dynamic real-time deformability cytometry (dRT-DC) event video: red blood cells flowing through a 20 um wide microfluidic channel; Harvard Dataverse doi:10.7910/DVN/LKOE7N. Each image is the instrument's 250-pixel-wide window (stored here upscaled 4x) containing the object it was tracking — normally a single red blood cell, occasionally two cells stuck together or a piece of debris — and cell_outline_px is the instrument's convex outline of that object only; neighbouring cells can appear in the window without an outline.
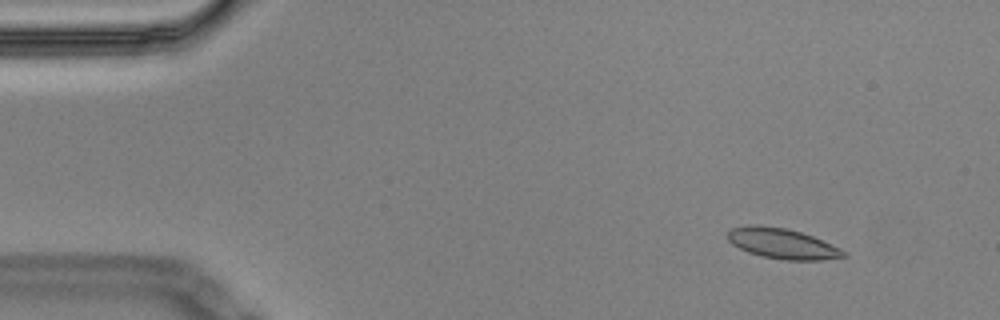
{"species": "Egyptian fruit bat (a non-hibernating species)", "species_latin": "Rousettus aegyptiacus", "temperature_condition": "cold", "stored_images_in_passage": 4, "camera_frame_rate_fps": 3000, "um_per_image_px": 0.085, "animal": {"sex": "male"}, "frame": {"image": 1, "passage_image": 2, "time_ms": 0.333, "image_size_px": [1000, 320], "cell_outline_px": [[848, 256], [820, 260], [784, 260], [764, 256], [748, 252], [732, 244], [728, 240], [728, 232], [732, 228], [756, 224], [788, 228], [812, 236], [840, 248], [848, 252]], "centroid_in_image_um": [66.52, 20.7], "position_along_channel_um": 18.5, "area_um2": 20.4}}